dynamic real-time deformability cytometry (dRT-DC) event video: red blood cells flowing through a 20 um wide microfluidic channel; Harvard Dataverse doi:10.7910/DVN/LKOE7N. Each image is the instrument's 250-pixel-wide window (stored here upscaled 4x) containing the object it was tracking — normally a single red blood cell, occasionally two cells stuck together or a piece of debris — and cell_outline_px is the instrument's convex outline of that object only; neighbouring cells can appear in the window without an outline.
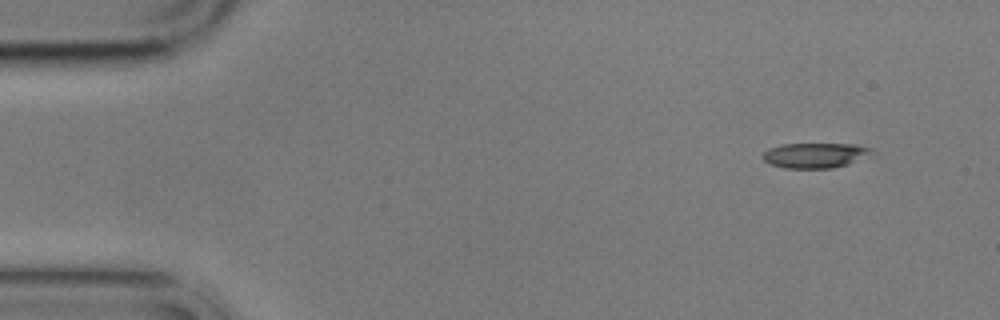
{"species": "common noctule bat (a hibernating species)", "species_latin": "Nyctalus noctula", "temperature_condition": "cold", "stored_images_in_passage": 10, "camera_frame_rate_fps": 3000, "um_per_image_px": 0.085, "animal": {"sex": "male", "body_mass_g": 17.9}, "frame": {"image": 1, "passage_image": 1, "time_ms": 0.0, "image_size_px": [1000, 320], "cell_outline_px": [[876, 152], [848, 164], [832, 168], [784, 168], [768, 164], [760, 156], [768, 148], [784, 144], [856, 144], [872, 148]], "centroid_in_image_um": [69.26, 13.2], "position_along_channel_um": 15.7, "area_um2": 16.07}}
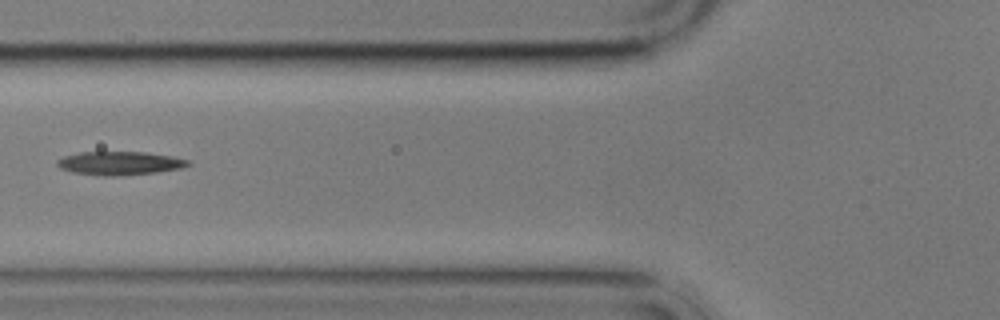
{"frame": {"image": 2, "passage_image": 5, "time_ms": 5.667, "image_size_px": [1000, 320], "cell_outline_px": [[192, 164], [180, 168], [156, 172], [120, 176], [96, 176], [72, 172], [60, 168], [56, 164], [56, 160], [64, 156], [80, 152], [144, 152], [172, 156], [188, 160]], "centroid_in_image_um": [10.13, 13.88], "position_along_channel_um": 115.7, "area_um2": 18.03}}
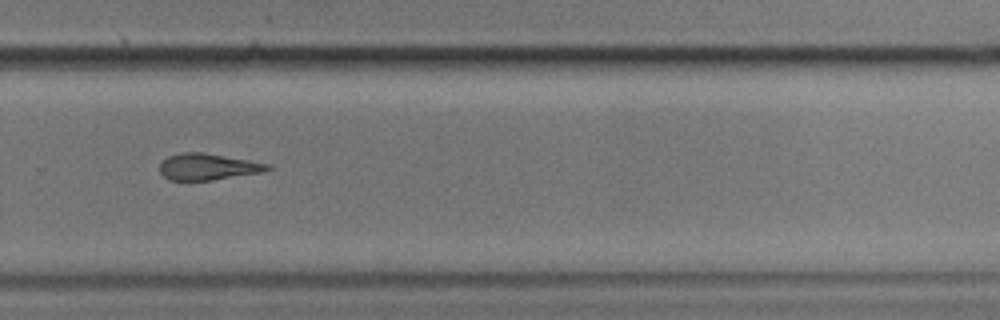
{"frame": {"image": 3, "passage_image": 10, "time_ms": 11.333, "image_size_px": [1000, 320], "cell_outline_px": [[272, 168], [264, 172], [212, 180], [168, 180], [160, 172], [160, 164], [168, 156], [180, 152], [204, 152], [272, 164]], "centroid_in_image_um": [17.7, 14.17], "position_along_channel_um": 312.1, "area_um2": 16.76}}